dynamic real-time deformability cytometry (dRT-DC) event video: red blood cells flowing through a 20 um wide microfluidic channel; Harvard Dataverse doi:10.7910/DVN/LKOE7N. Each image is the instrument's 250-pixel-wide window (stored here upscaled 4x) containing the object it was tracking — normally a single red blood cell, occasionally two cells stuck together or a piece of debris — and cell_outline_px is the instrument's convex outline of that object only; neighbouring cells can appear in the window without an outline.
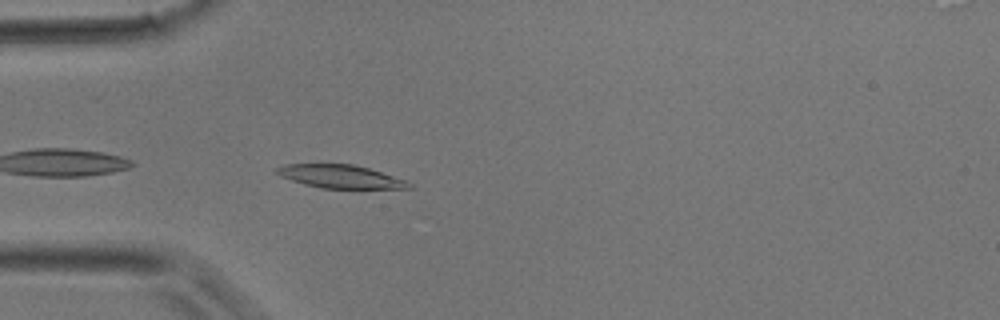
{"species": "common noctule bat (a hibernating species)", "species_latin": "Nyctalus noctula", "temperature_condition": "room temperature", "stored_images_in_passage": 30, "camera_frame_rate_fps": 3000, "um_per_image_px": 0.085, "animal": {"sex": "male", "body_mass_g": 17.9}, "frame": {"image": 1, "passage_image": 2, "time_ms": 0.333, "image_size_px": [1000, 320], "cell_outline_px": [[412, 188], [320, 188], [304, 184], [280, 176], [276, 172], [276, 168], [284, 164], [352, 164], [368, 168], [408, 180], [412, 184]], "centroid_in_image_um": [28.95, 15.0], "position_along_channel_um": 56.0, "area_um2": 17.8}}
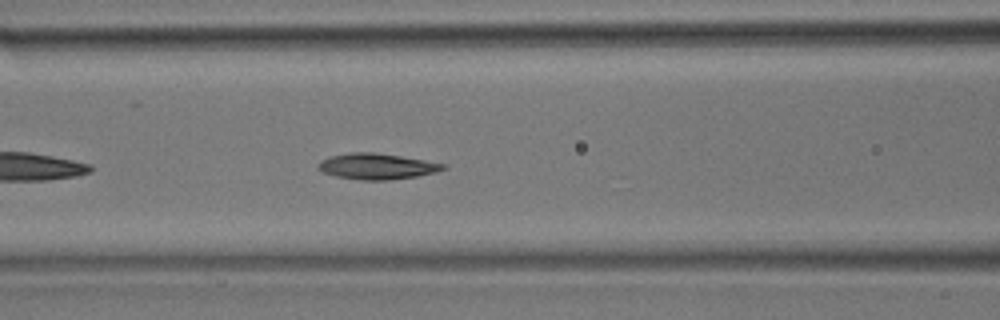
{"frame": {"image": 2, "passage_image": 7, "time_ms": 2.0, "image_size_px": [1000, 320], "cell_outline_px": [[448, 168], [436, 172], [416, 176], [388, 180], [360, 180], [336, 176], [324, 172], [316, 168], [316, 164], [320, 160], [328, 156], [352, 152], [376, 152], [424, 160], [444, 164]], "centroid_in_image_um": [31.98, 14.13], "position_along_channel_um": 134.6, "area_um2": 18.9}}
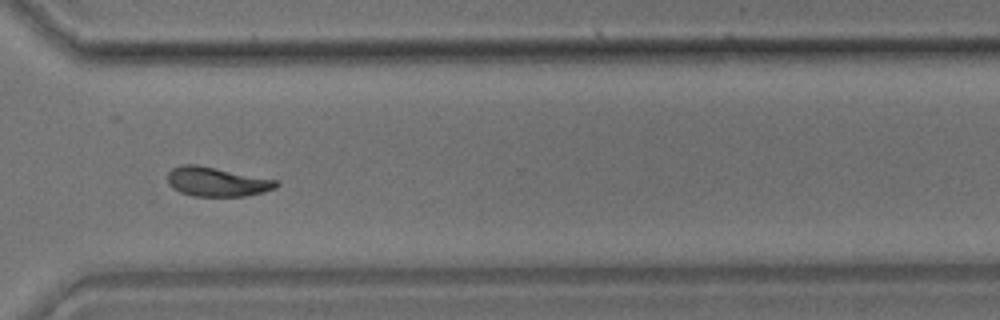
{"frame": {"image": 3, "passage_image": 20, "time_ms": 6.333, "image_size_px": [1000, 320], "cell_outline_px": [[280, 184], [276, 188], [264, 192], [244, 196], [192, 196], [180, 192], [172, 188], [168, 184], [168, 172], [172, 168], [184, 164], [196, 164], [280, 180]], "centroid_in_image_um": [18.46, 15.45], "position_along_channel_um": 352.1, "area_um2": 18.79}}